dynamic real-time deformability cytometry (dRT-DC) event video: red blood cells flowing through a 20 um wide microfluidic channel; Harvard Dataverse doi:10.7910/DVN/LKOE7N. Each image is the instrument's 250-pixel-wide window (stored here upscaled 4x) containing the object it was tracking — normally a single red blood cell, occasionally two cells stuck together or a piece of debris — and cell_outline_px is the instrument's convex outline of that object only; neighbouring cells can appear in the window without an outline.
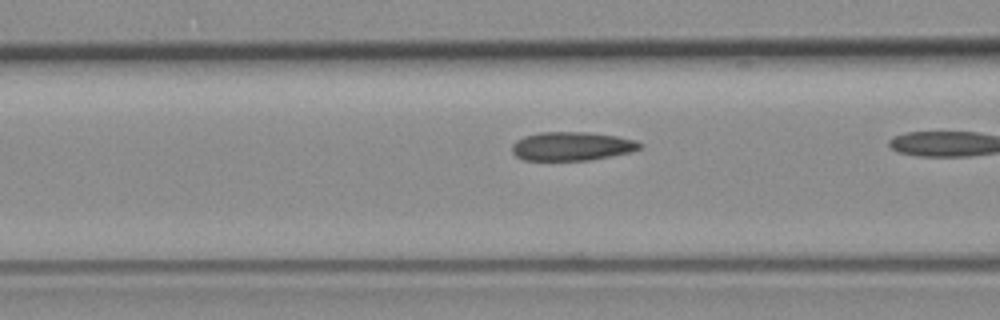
{"species": "common noctule bat (a hibernating species)", "species_latin": "Nyctalus noctula", "temperature_condition": "room temperature", "stored_images_in_passage": 8, "camera_frame_rate_fps": 3000, "um_per_image_px": 0.085, "animal": {"sex": "female", "body_mass_g": 19.3, "forearm_length_mm": 54.1}, "frame": {"image": 1, "passage_image": 7, "time_ms": 2.0, "image_size_px": [1000, 320], "cell_outline_px": [[644, 144], [640, 148], [632, 152], [588, 160], [524, 160], [516, 156], [512, 152], [512, 144], [516, 140], [524, 136], [540, 132], [588, 132], [616, 136], [636, 140]], "centroid_in_image_um": [48.61, 12.42], "position_along_channel_um": 118.0, "area_um2": 21.44}}